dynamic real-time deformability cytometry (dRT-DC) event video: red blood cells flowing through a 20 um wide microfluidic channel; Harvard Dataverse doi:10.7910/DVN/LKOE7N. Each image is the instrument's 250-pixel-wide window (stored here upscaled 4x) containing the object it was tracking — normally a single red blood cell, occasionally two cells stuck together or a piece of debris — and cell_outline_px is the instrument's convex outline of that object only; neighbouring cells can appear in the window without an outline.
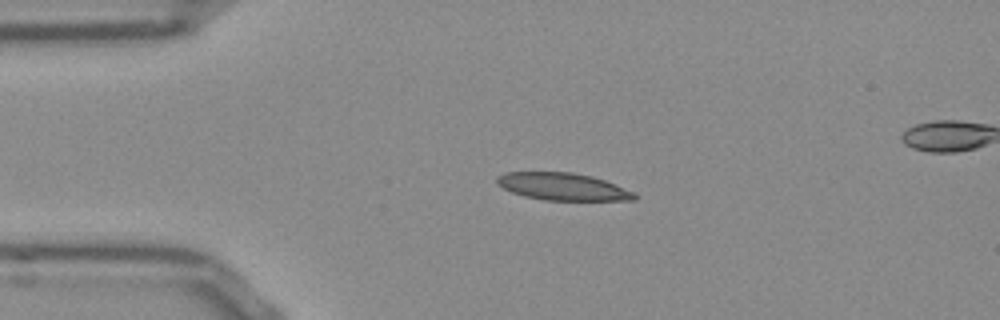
{"species": "Egyptian fruit bat (a non-hibernating species)", "species_latin": "Rousettus aegyptiacus", "temperature_condition": "room temperature", "stored_images_in_passage": 43, "segment_of_instrument_passage": [1, 2], "camera_frame_rate_fps": 3000, "um_per_image_px": 0.085, "frame": {"image": 1, "passage_image": 1, "time_ms": 0.0, "image_size_px": [1000, 320], "cell_outline_px": [[636, 200], [544, 200], [524, 196], [512, 192], [496, 184], [496, 176], [504, 172], [572, 172], [592, 176], [604, 180], [636, 192]], "centroid_in_image_um": [47.82, 15.86], "position_along_channel_um": 37.2, "area_um2": 21.96}}
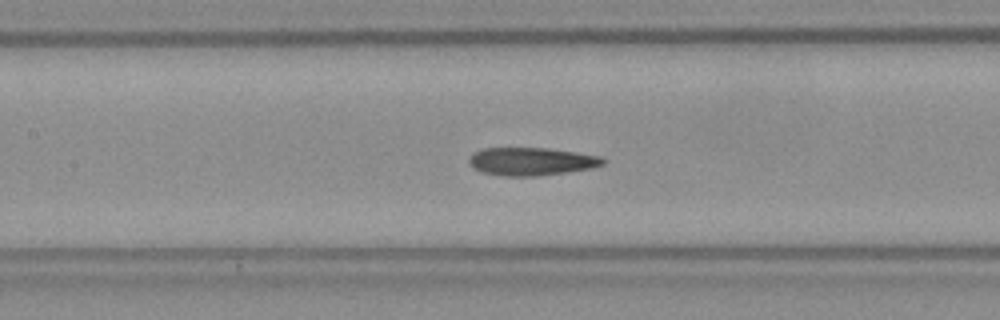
{"frame": {"image": 2, "passage_image": 13, "time_ms": 4.0, "image_size_px": [1000, 320], "cell_outline_px": [[608, 160], [604, 164], [592, 168], [568, 172], [536, 176], [504, 176], [480, 172], [468, 160], [472, 152], [484, 148], [548, 148], [576, 152], [600, 156]], "centroid_in_image_um": [45.2, 13.72], "position_along_channel_um": 162.2, "area_um2": 21.91}}
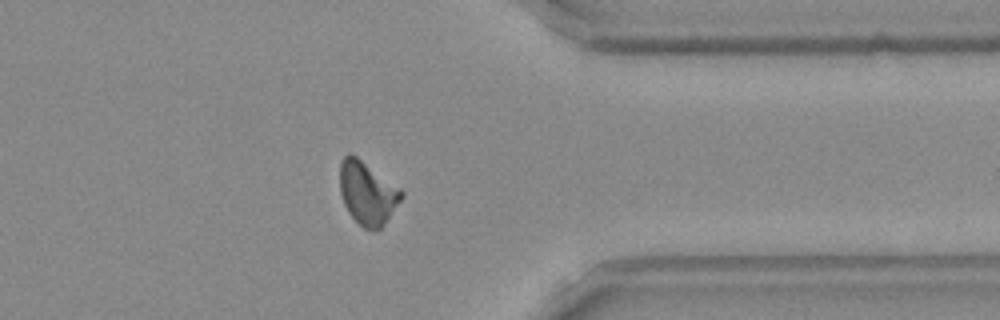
{"frame": {"image": 3, "passage_image": 31, "time_ms": 10.0, "image_size_px": [1000, 320], "cell_outline_px": [[404, 196], [384, 224], [376, 232], [364, 228], [348, 212], [344, 204], [340, 192], [340, 164], [344, 156], [348, 152], [352, 152], [400, 188], [404, 192]], "centroid_in_image_um": [31.23, 16.39], "position_along_channel_um": 380.2, "area_um2": 22.72}}